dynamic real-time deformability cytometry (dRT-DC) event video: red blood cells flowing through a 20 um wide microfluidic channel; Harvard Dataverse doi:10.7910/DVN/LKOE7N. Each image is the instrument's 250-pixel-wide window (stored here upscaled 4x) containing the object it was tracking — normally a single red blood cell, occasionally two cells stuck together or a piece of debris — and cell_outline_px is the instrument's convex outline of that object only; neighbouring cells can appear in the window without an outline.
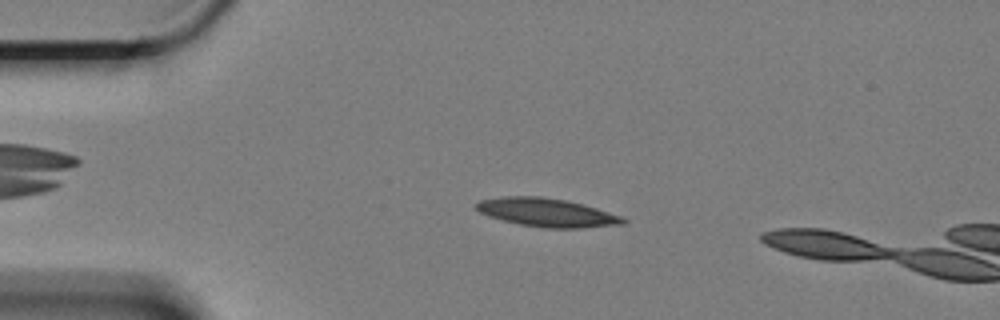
{"species": "Egyptian fruit bat (a non-hibernating species)", "species_latin": "Rousettus aegyptiacus", "temperature_condition": "cold", "stored_images_in_passage": 17, "camera_frame_rate_fps": 3000, "um_per_image_px": 0.085, "animal": {"sex": "female"}, "frame": {"image": 1, "passage_image": 12, "time_ms": 3.667, "image_size_px": [1000, 320], "cell_outline_px": [[628, 220], [624, 224], [580, 228], [544, 228], [520, 224], [488, 216], [480, 212], [476, 208], [476, 204], [480, 200], [504, 196], [540, 196], [564, 200], [596, 208], [620, 216]], "centroid_in_image_um": [46.47, 18.07], "position_along_channel_um": 38.5, "area_um2": 24.04}}